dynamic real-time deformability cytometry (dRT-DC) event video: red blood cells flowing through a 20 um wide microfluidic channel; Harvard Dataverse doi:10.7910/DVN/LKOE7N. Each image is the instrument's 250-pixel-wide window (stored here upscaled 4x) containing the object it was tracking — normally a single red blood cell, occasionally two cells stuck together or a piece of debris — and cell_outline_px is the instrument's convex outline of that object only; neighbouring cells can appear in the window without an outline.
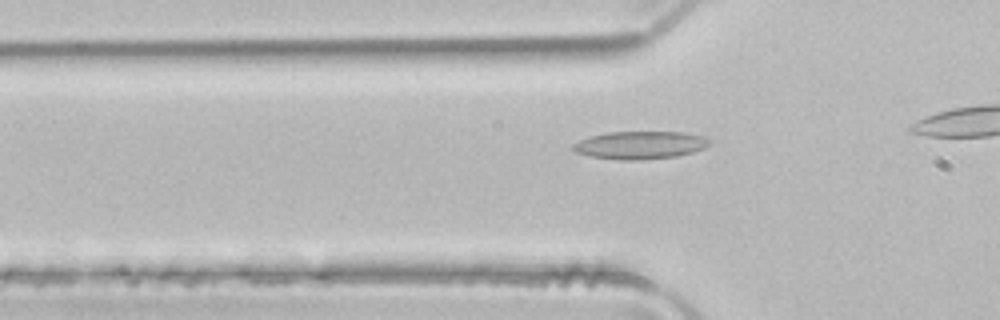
{"species": "common noctule bat (a hibernating species)", "species_latin": "Nyctalus noctula", "temperature_condition": "room temperature", "stored_images_in_passage": 12, "camera_frame_rate_fps": 3000, "um_per_image_px": 0.085, "animal": {"sex": "male", "body_mass_g": 21.5, "forearm_length_mm": 52.0}, "frame": {"image": 1, "passage_image": 6, "time_ms": 1.667, "image_size_px": [1000, 320], "cell_outline_px": [[712, 144], [704, 148], [692, 152], [676, 156], [640, 160], [620, 160], [588, 156], [576, 152], [572, 148], [572, 144], [580, 140], [592, 136], [608, 132], [684, 132], [704, 136], [712, 140]], "centroid_in_image_um": [54.44, 12.33], "position_along_channel_um": 71.4, "area_um2": 22.2}}
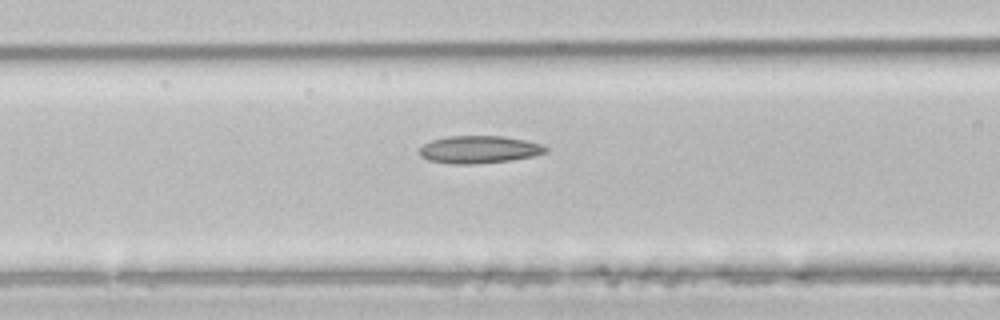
{"frame": {"image": 2, "passage_image": 10, "time_ms": 3.0, "image_size_px": [1000, 320], "cell_outline_px": [[548, 152], [532, 156], [508, 160], [472, 164], [452, 164], [428, 160], [420, 156], [420, 148], [424, 144], [432, 140], [448, 136], [504, 136], [524, 140], [540, 144], [548, 148]], "centroid_in_image_um": [40.7, 12.7], "position_along_channel_um": 125.9, "area_um2": 20.06}}